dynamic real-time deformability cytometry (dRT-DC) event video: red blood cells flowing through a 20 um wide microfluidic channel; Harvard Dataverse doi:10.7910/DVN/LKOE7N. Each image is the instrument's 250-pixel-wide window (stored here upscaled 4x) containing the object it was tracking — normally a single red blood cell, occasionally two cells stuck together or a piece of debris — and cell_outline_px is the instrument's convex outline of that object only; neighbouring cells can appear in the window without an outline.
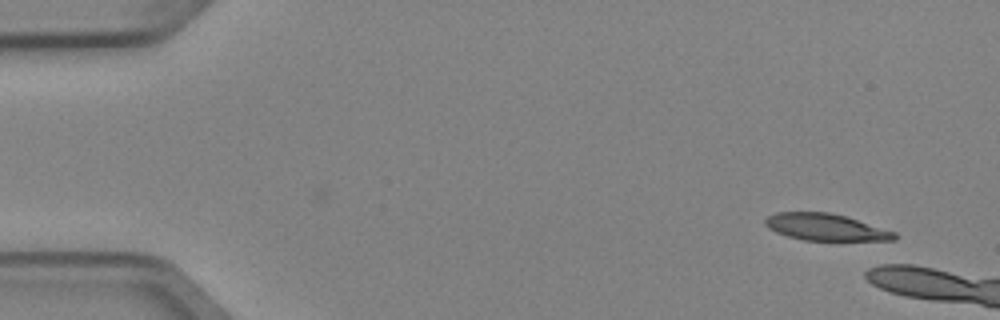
{"species": "Egyptian fruit bat (a non-hibernating species)", "species_latin": "Rousettus aegyptiacus", "temperature_condition": "cold", "stored_images_in_passage": 3, "camera_frame_rate_fps": 3000, "um_per_image_px": 0.085, "animal": {"sex": "female"}, "frame": {"image": 1, "passage_image": 1, "time_ms": 0.0, "image_size_px": [1000, 320], "cell_outline_px": [[896, 240], [804, 240], [788, 236], [776, 232], [768, 228], [764, 224], [764, 220], [768, 216], [776, 212], [828, 212], [844, 216], [896, 232]], "centroid_in_image_um": [70.14, 19.3], "position_along_channel_um": 14.9, "area_um2": 19.94}}